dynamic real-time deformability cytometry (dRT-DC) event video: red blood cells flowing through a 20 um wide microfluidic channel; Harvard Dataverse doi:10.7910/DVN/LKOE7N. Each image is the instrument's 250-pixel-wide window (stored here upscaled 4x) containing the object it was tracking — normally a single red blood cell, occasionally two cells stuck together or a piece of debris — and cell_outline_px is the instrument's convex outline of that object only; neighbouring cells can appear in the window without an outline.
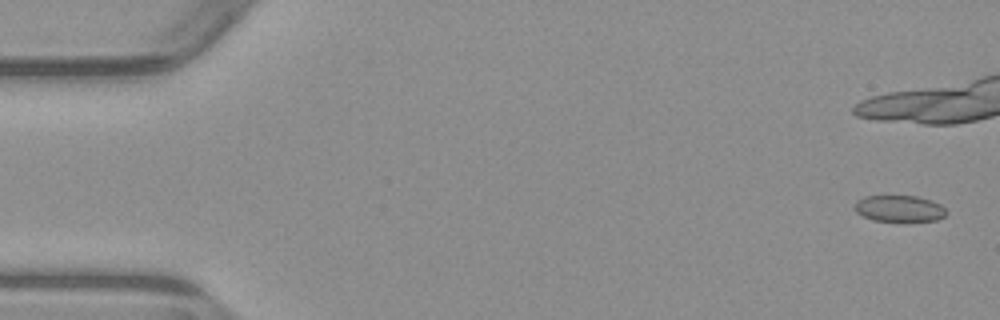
{"species": "common noctule bat (a hibernating species)", "species_latin": "Nyctalus noctula", "temperature_condition": "warm", "stored_images_in_passage": 7, "camera_frame_rate_fps": 3000, "um_per_image_px": 0.085, "animal": {"sex": "male", "body_mass_g": 23.1, "forearm_length_mm": 52.7}, "frame": {"image": 1, "passage_image": 1, "time_ms": 0.0, "image_size_px": [1000, 320], "cell_outline_px": [[948, 212], [944, 216], [936, 220], [904, 224], [872, 220], [856, 212], [852, 208], [856, 200], [864, 196], [916, 196], [932, 200], [940, 204]], "centroid_in_image_um": [76.43, 17.77], "position_along_channel_um": 8.6, "area_um2": 14.91}}
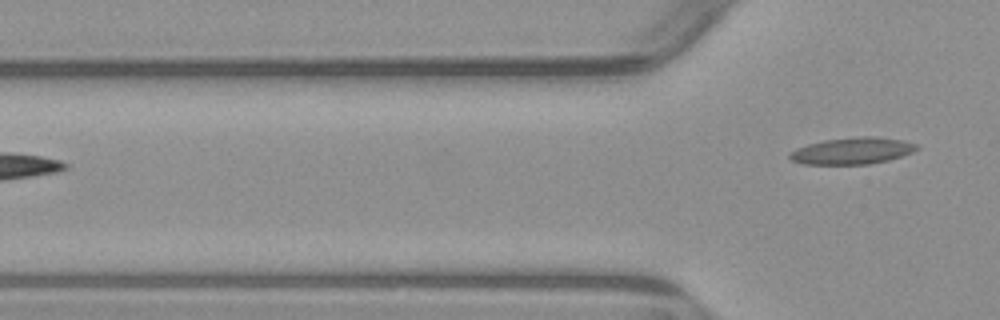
{"frame": {"image": 2, "passage_image": 7, "time_ms": 9.333, "image_size_px": [1000, 320], "cell_outline_px": [[920, 148], [912, 152], [888, 160], [868, 164], [804, 164], [792, 160], [788, 156], [788, 152], [796, 148], [808, 144], [824, 140], [856, 136], [876, 136], [904, 140], [916, 144]], "centroid_in_image_um": [72.43, 12.81], "position_along_channel_um": 53.4, "area_um2": 19.83}}